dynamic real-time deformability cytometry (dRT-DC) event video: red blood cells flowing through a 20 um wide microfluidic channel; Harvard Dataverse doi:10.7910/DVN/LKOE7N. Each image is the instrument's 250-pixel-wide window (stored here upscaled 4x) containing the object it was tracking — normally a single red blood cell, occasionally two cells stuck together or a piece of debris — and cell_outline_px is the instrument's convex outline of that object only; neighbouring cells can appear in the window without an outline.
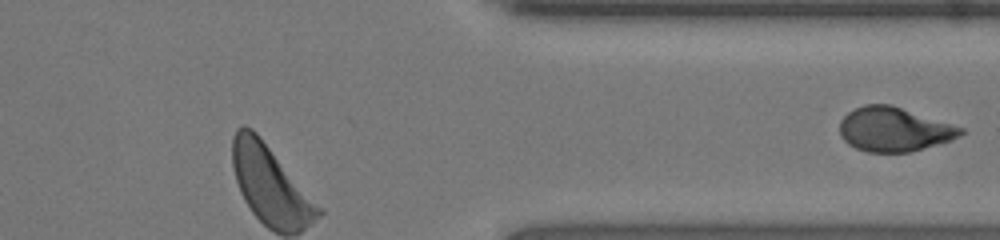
{"species": "human", "species_latin": "Homo sapiens", "temperature_condition": "room temperature", "stored_images_in_passage": 24, "segment_of_instrument_passage": [2, 2], "camera_frame_rate_fps": 3000, "um_per_image_px": 0.085, "donor": {"sex": "female"}, "frame": {"image": 1, "passage_image": 24, "time_ms": 7.667, "image_size_px": [1000, 240], "cell_outline_px": [[964, 132], [948, 140], [912, 152], [868, 152], [856, 148], [848, 144], [840, 136], [840, 120], [848, 112], [864, 104], [892, 104], [964, 128]], "centroid_in_image_um": [75.95, 10.98], "position_along_channel_um": 335.5, "area_um2": 30.98}}